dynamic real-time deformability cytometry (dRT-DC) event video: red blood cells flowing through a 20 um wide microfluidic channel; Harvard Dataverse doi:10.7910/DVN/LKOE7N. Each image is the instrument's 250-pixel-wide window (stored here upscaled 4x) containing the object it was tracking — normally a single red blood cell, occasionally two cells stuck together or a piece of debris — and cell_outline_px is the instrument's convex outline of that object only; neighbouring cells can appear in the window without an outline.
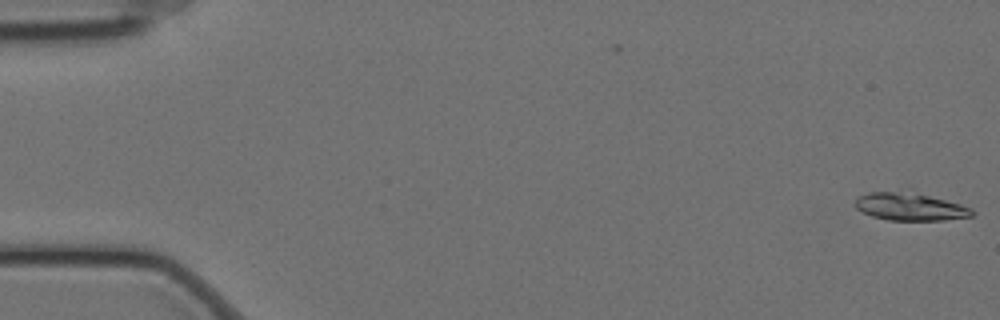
{"species": "Egyptian fruit bat (a non-hibernating species)", "species_latin": "Rousettus aegyptiacus", "temperature_condition": "cold", "stored_images_in_passage": 2, "camera_frame_rate_fps": 3000, "um_per_image_px": 0.085, "animal": {"sex": "female"}, "frame": {"image": 1, "passage_image": 2, "time_ms": 0.333, "image_size_px": [1000, 320], "cell_outline_px": [[976, 212], [972, 216], [944, 220], [888, 220], [872, 216], [856, 208], [856, 200], [860, 196], [868, 192], [908, 188], [912, 188], [972, 208]], "centroid_in_image_um": [77.39, 17.5], "position_along_channel_um": 7.6, "area_um2": 19.83}}